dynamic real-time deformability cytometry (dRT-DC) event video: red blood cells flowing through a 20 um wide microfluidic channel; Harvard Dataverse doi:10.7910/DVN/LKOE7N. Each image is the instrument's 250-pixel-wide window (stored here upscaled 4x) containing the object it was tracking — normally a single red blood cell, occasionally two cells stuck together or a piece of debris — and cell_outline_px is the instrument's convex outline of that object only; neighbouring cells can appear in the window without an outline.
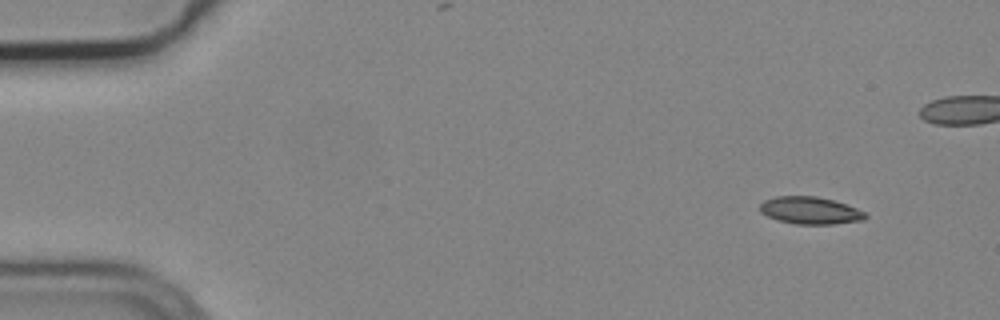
{"species": "common noctule bat (a hibernating species)", "species_latin": "Nyctalus noctula", "temperature_condition": "cold", "stored_images_in_passage": 2, "camera_frame_rate_fps": 3000, "um_per_image_px": 0.085, "animal": {"sex": "male", "body_mass_g": 19.2, "forearm_length_mm": 51.8}, "frame": {"image": 1, "passage_image": 2, "time_ms": 0.333, "image_size_px": [1000, 320], "cell_outline_px": [[868, 216], [864, 220], [832, 224], [796, 224], [776, 220], [760, 212], [760, 204], [764, 200], [776, 196], [816, 196], [832, 200], [856, 208], [864, 212]], "centroid_in_image_um": [68.84, 17.89], "position_along_channel_um": 16.2, "area_um2": 16.7}}